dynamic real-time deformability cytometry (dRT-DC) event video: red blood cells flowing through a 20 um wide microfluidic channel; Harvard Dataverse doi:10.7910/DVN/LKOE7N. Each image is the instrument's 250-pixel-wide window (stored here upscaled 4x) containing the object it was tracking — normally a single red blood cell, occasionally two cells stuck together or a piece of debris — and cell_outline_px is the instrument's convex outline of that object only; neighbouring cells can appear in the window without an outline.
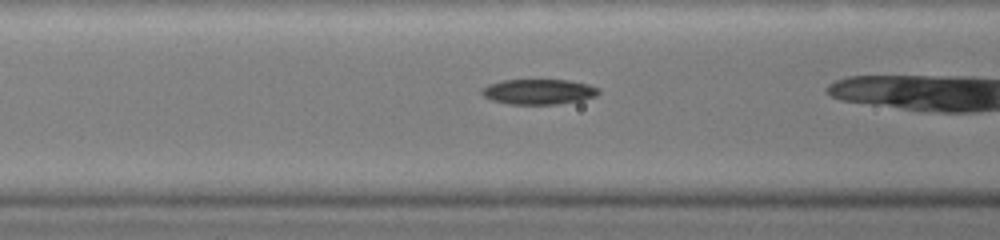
{"species": "common noctule bat (a hibernating species)", "species_latin": "Nyctalus noctula", "temperature_condition": "warm", "stored_images_in_passage": 24, "camera_frame_rate_fps": 3000, "um_per_image_px": 0.085, "animal": {"sex": "female", "body_mass_g": 19.0, "forearm_length_mm": 51.5}, "frame": {"image": 1, "passage_image": 5, "time_ms": 1.0, "image_size_px": [1000, 240], "cell_outline_px": [[600, 92], [596, 96], [580, 100], [556, 104], [508, 104], [492, 100], [484, 96], [480, 92], [480, 88], [488, 84], [504, 80], [568, 80], [588, 84], [600, 88]], "centroid_in_image_um": [45.77, 7.79], "position_along_channel_um": 120.8, "area_um2": 17.22}}
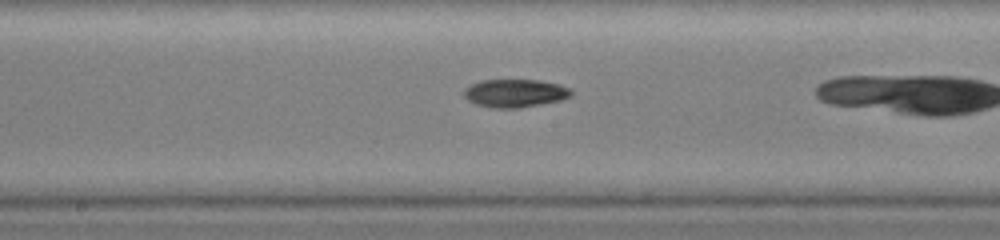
{"frame": {"image": 2, "passage_image": 10, "time_ms": 2.667, "image_size_px": [1000, 240], "cell_outline_px": [[572, 96], [560, 100], [520, 108], [492, 108], [476, 104], [468, 100], [464, 96], [464, 88], [480, 80], [540, 80], [556, 84], [568, 88], [572, 92]], "centroid_in_image_um": [43.74, 7.92], "position_along_channel_um": 204.5, "area_um2": 17.46}}
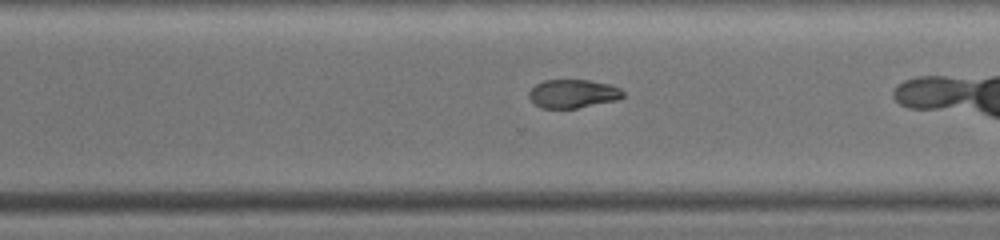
{"frame": {"image": 3, "passage_image": 19, "time_ms": 5.0, "image_size_px": [1000, 240], "cell_outline_px": [[624, 96], [616, 100], [576, 108], [540, 108], [528, 96], [528, 92], [536, 84], [544, 80], [588, 80], [608, 84], [620, 88], [624, 92]], "centroid_in_image_um": [48.69, 7.96], "position_along_channel_um": 321.9, "area_um2": 15.49}}